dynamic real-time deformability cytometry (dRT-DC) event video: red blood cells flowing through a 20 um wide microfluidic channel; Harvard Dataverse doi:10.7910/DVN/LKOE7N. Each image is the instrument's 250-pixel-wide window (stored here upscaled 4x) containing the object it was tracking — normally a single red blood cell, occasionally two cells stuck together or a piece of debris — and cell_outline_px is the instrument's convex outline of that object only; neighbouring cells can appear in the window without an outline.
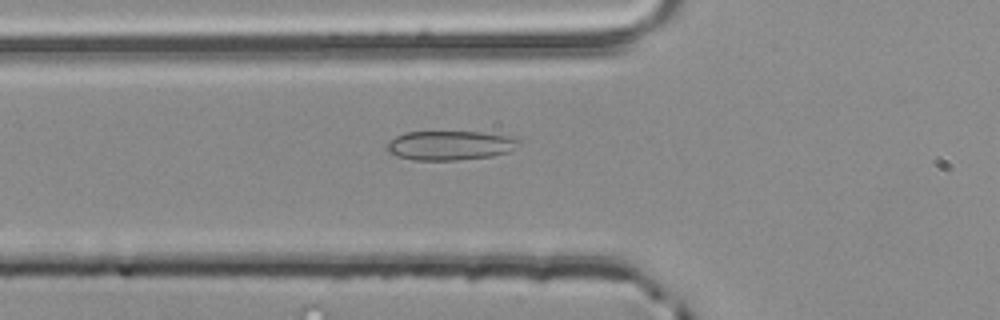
{"species": "common noctule bat (a hibernating species)", "species_latin": "Nyctalus noctula", "temperature_condition": "room temperature", "stored_images_in_passage": 40, "camera_frame_rate_fps": 3000, "um_per_image_px": 0.085, "animal": {"sex": "male", "body_mass_g": 20.4}, "frame": {"image": 1, "passage_image": 6, "time_ms": 1.667, "image_size_px": [1000, 320], "cell_outline_px": [[524, 144], [508, 152], [492, 156], [456, 160], [412, 160], [396, 156], [388, 152], [384, 148], [388, 140], [404, 132], [480, 132], [508, 136], [520, 140]], "centroid_in_image_um": [38.23, 12.36], "position_along_channel_um": 87.6, "area_um2": 22.83}}
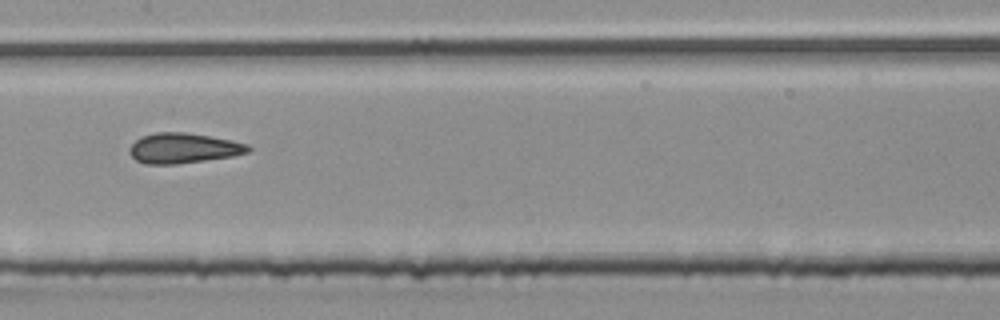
{"frame": {"image": 2, "passage_image": 14, "time_ms": 4.333, "image_size_px": [1000, 320], "cell_outline_px": [[252, 148], [248, 152], [232, 156], [176, 164], [144, 164], [136, 160], [128, 152], [128, 148], [140, 136], [156, 132], [184, 132], [208, 136], [248, 144]], "centroid_in_image_um": [15.53, 12.59], "position_along_channel_um": 191.9, "area_um2": 20.75}}
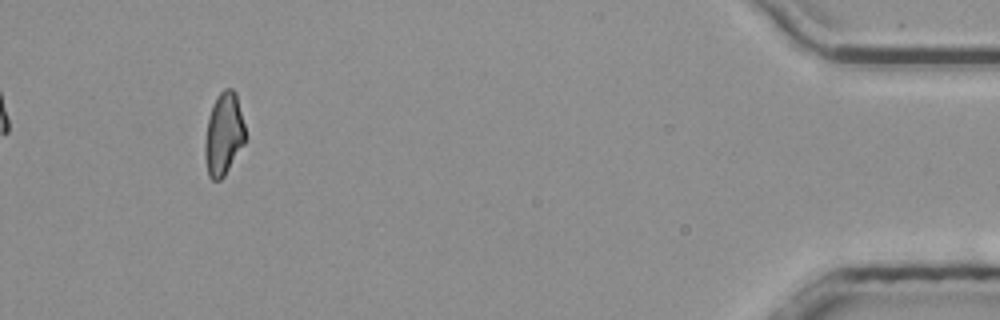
{"frame": {"image": 3, "passage_image": 37, "time_ms": 12.0, "image_size_px": [1000, 320], "cell_outline_px": [[244, 144], [224, 176], [220, 180], [212, 180], [208, 176], [204, 156], [204, 140], [208, 116], [212, 104], [216, 96], [224, 88], [232, 88], [236, 92], [244, 124]], "centroid_in_image_um": [18.98, 11.38], "position_along_channel_um": 416.2, "area_um2": 19.59}, "authors_computed_cell_mechanics": {"area_um2": 20.3456, "velocity_mm_per_s": 3.8788, "shape_relaxation_time_tau1_ms": null, "shape_relaxation_time_tau2_ms": 1.7239, "deformation_change_tau1": null, "deformation_change_tau2": 0.1092}}